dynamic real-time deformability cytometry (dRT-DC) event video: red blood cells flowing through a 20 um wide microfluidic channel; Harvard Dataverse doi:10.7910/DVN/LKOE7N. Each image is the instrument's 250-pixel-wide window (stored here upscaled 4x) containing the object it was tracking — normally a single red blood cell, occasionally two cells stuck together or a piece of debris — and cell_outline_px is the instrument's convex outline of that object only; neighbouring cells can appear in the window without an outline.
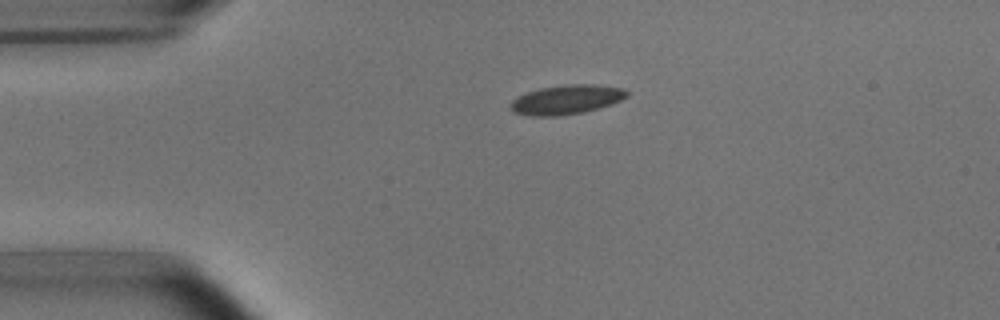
{"species": "common noctule bat (a hibernating species)", "species_latin": "Nyctalus noctula", "temperature_condition": "room temperature", "stored_images_in_passage": 4, "camera_frame_rate_fps": 3000, "um_per_image_px": 0.085, "animal": {"sex": "male", "body_mass_g": 15.6}, "frame": {"image": 1, "passage_image": 4, "time_ms": 3.667, "image_size_px": [1000, 320], "cell_outline_px": [[628, 96], [620, 100], [596, 108], [580, 112], [556, 116], [532, 116], [516, 112], [508, 104], [516, 96], [540, 88], [568, 84], [592, 84], [624, 88], [628, 92]], "centroid_in_image_um": [48.12, 8.45], "position_along_channel_um": 36.9, "area_um2": 19.54}}